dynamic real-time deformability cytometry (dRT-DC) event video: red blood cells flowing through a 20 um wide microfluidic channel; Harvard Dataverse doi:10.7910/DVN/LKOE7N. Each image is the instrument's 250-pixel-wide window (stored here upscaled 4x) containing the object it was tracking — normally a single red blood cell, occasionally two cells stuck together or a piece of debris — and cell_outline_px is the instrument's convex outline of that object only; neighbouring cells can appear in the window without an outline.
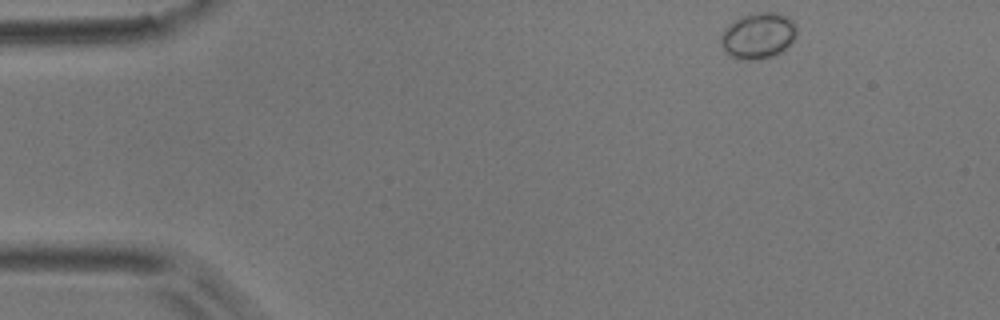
{"species": "common noctule bat (a hibernating species)", "species_latin": "Nyctalus noctula", "temperature_condition": "room temperature", "stored_images_in_passage": 48, "camera_frame_rate_fps": 3000, "um_per_image_px": 0.085, "animal": {"sex": "male", "body_mass_g": 17.9}, "frame": {"image": 1, "passage_image": 1, "time_ms": 0.0, "image_size_px": [1000, 320], "cell_outline_px": [[796, 36], [792, 44], [788, 48], [772, 56], [756, 60], [740, 60], [732, 56], [720, 44], [720, 36], [728, 24], [740, 16], [748, 12], [776, 12], [788, 16], [792, 20], [796, 28]], "centroid_in_image_um": [64.46, 3.01], "position_along_channel_um": 20.5, "area_um2": 20.69}}
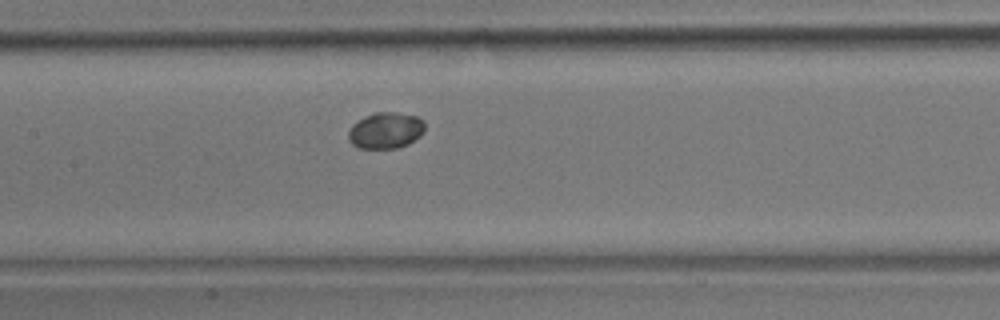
{"frame": {"image": 2, "passage_image": 20, "time_ms": 6.333, "image_size_px": [1000, 320], "cell_outline_px": [[424, 132], [420, 136], [408, 144], [396, 148], [360, 148], [352, 144], [348, 140], [348, 132], [352, 124], [364, 116], [376, 112], [396, 112], [416, 116], [424, 120]], "centroid_in_image_um": [32.78, 11.08], "position_along_channel_um": 174.6, "area_um2": 16.24}}
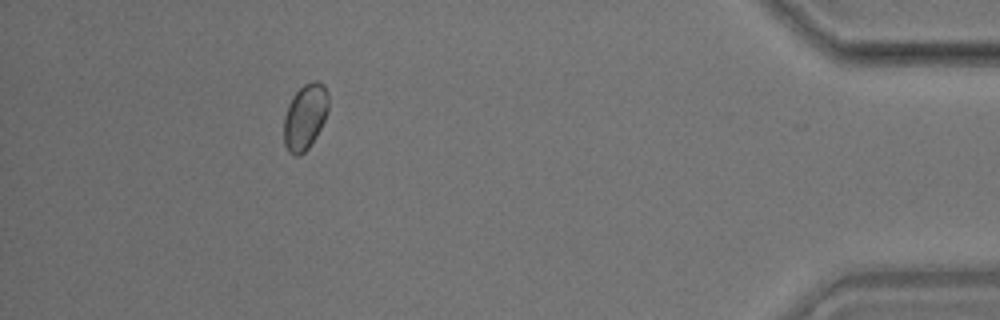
{"frame": {"image": 3, "passage_image": 43, "time_ms": 14.0, "image_size_px": [1000, 320], "cell_outline_px": [[328, 112], [316, 136], [308, 148], [300, 156], [292, 156], [288, 152], [284, 144], [284, 116], [288, 104], [292, 96], [304, 84], [316, 80], [324, 84], [328, 92]], "centroid_in_image_um": [25.92, 9.93], "position_along_channel_um": 409.3, "area_um2": 17.22}}